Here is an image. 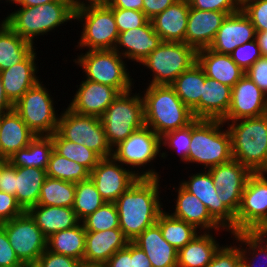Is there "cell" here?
<instances>
[{
    "mask_svg": "<svg viewBox=\"0 0 267 267\" xmlns=\"http://www.w3.org/2000/svg\"><path fill=\"white\" fill-rule=\"evenodd\" d=\"M159 178H138L114 203L119 227L133 242L143 231L157 222L163 205L159 199Z\"/></svg>",
    "mask_w": 267,
    "mask_h": 267,
    "instance_id": "cell-1",
    "label": "cell"
},
{
    "mask_svg": "<svg viewBox=\"0 0 267 267\" xmlns=\"http://www.w3.org/2000/svg\"><path fill=\"white\" fill-rule=\"evenodd\" d=\"M142 95L145 125L160 137L182 129L195 118L170 85H149Z\"/></svg>",
    "mask_w": 267,
    "mask_h": 267,
    "instance_id": "cell-2",
    "label": "cell"
},
{
    "mask_svg": "<svg viewBox=\"0 0 267 267\" xmlns=\"http://www.w3.org/2000/svg\"><path fill=\"white\" fill-rule=\"evenodd\" d=\"M227 122L233 159L252 173H267V114Z\"/></svg>",
    "mask_w": 267,
    "mask_h": 267,
    "instance_id": "cell-3",
    "label": "cell"
},
{
    "mask_svg": "<svg viewBox=\"0 0 267 267\" xmlns=\"http://www.w3.org/2000/svg\"><path fill=\"white\" fill-rule=\"evenodd\" d=\"M72 0H56L39 6H22L3 20L21 38L34 44V38L55 30L74 19Z\"/></svg>",
    "mask_w": 267,
    "mask_h": 267,
    "instance_id": "cell-4",
    "label": "cell"
},
{
    "mask_svg": "<svg viewBox=\"0 0 267 267\" xmlns=\"http://www.w3.org/2000/svg\"><path fill=\"white\" fill-rule=\"evenodd\" d=\"M225 123L218 119H195L191 123V143L187 163H199L209 169L233 159L231 138Z\"/></svg>",
    "mask_w": 267,
    "mask_h": 267,
    "instance_id": "cell-5",
    "label": "cell"
},
{
    "mask_svg": "<svg viewBox=\"0 0 267 267\" xmlns=\"http://www.w3.org/2000/svg\"><path fill=\"white\" fill-rule=\"evenodd\" d=\"M131 92L120 93L100 118L111 148L145 125L143 98Z\"/></svg>",
    "mask_w": 267,
    "mask_h": 267,
    "instance_id": "cell-6",
    "label": "cell"
},
{
    "mask_svg": "<svg viewBox=\"0 0 267 267\" xmlns=\"http://www.w3.org/2000/svg\"><path fill=\"white\" fill-rule=\"evenodd\" d=\"M197 62V51L184 42L162 41L141 65L150 69L149 85H171L185 70Z\"/></svg>",
    "mask_w": 267,
    "mask_h": 267,
    "instance_id": "cell-7",
    "label": "cell"
},
{
    "mask_svg": "<svg viewBox=\"0 0 267 267\" xmlns=\"http://www.w3.org/2000/svg\"><path fill=\"white\" fill-rule=\"evenodd\" d=\"M125 59L115 50H89L75 59L82 67L86 79L116 88L120 93L132 90V80Z\"/></svg>",
    "mask_w": 267,
    "mask_h": 267,
    "instance_id": "cell-8",
    "label": "cell"
},
{
    "mask_svg": "<svg viewBox=\"0 0 267 267\" xmlns=\"http://www.w3.org/2000/svg\"><path fill=\"white\" fill-rule=\"evenodd\" d=\"M38 82L13 105L28 128L37 136H51L57 131L59 117L48 89Z\"/></svg>",
    "mask_w": 267,
    "mask_h": 267,
    "instance_id": "cell-9",
    "label": "cell"
},
{
    "mask_svg": "<svg viewBox=\"0 0 267 267\" xmlns=\"http://www.w3.org/2000/svg\"><path fill=\"white\" fill-rule=\"evenodd\" d=\"M74 19L83 22L78 43L79 48L89 50H114L118 40V29L109 6H92L77 9Z\"/></svg>",
    "mask_w": 267,
    "mask_h": 267,
    "instance_id": "cell-10",
    "label": "cell"
},
{
    "mask_svg": "<svg viewBox=\"0 0 267 267\" xmlns=\"http://www.w3.org/2000/svg\"><path fill=\"white\" fill-rule=\"evenodd\" d=\"M265 172L252 173L242 193L235 215V233L264 232L267 229V177Z\"/></svg>",
    "mask_w": 267,
    "mask_h": 267,
    "instance_id": "cell-11",
    "label": "cell"
},
{
    "mask_svg": "<svg viewBox=\"0 0 267 267\" xmlns=\"http://www.w3.org/2000/svg\"><path fill=\"white\" fill-rule=\"evenodd\" d=\"M61 113L57 132L66 140L84 144L101 158L112 156L101 119L95 116L80 115L67 107Z\"/></svg>",
    "mask_w": 267,
    "mask_h": 267,
    "instance_id": "cell-12",
    "label": "cell"
},
{
    "mask_svg": "<svg viewBox=\"0 0 267 267\" xmlns=\"http://www.w3.org/2000/svg\"><path fill=\"white\" fill-rule=\"evenodd\" d=\"M116 162L112 156L102 158L90 172L89 178L105 202H115L138 178H161L154 169L142 170L141 174Z\"/></svg>",
    "mask_w": 267,
    "mask_h": 267,
    "instance_id": "cell-13",
    "label": "cell"
},
{
    "mask_svg": "<svg viewBox=\"0 0 267 267\" xmlns=\"http://www.w3.org/2000/svg\"><path fill=\"white\" fill-rule=\"evenodd\" d=\"M0 225L17 258L27 267L33 266L47 249V238L27 211Z\"/></svg>",
    "mask_w": 267,
    "mask_h": 267,
    "instance_id": "cell-14",
    "label": "cell"
},
{
    "mask_svg": "<svg viewBox=\"0 0 267 267\" xmlns=\"http://www.w3.org/2000/svg\"><path fill=\"white\" fill-rule=\"evenodd\" d=\"M161 146V137L144 125L112 148V157L122 165L132 166V171L155 160Z\"/></svg>",
    "mask_w": 267,
    "mask_h": 267,
    "instance_id": "cell-15",
    "label": "cell"
},
{
    "mask_svg": "<svg viewBox=\"0 0 267 267\" xmlns=\"http://www.w3.org/2000/svg\"><path fill=\"white\" fill-rule=\"evenodd\" d=\"M181 185L206 206L211 217L223 229L235 233V215L222 203V196L208 170L189 176V180L182 181Z\"/></svg>",
    "mask_w": 267,
    "mask_h": 267,
    "instance_id": "cell-16",
    "label": "cell"
},
{
    "mask_svg": "<svg viewBox=\"0 0 267 267\" xmlns=\"http://www.w3.org/2000/svg\"><path fill=\"white\" fill-rule=\"evenodd\" d=\"M222 196V203L234 214L240 207L242 193L252 172L235 159L207 169Z\"/></svg>",
    "mask_w": 267,
    "mask_h": 267,
    "instance_id": "cell-17",
    "label": "cell"
},
{
    "mask_svg": "<svg viewBox=\"0 0 267 267\" xmlns=\"http://www.w3.org/2000/svg\"><path fill=\"white\" fill-rule=\"evenodd\" d=\"M267 114V95L245 74L232 87L231 103L222 121L260 117Z\"/></svg>",
    "mask_w": 267,
    "mask_h": 267,
    "instance_id": "cell-18",
    "label": "cell"
},
{
    "mask_svg": "<svg viewBox=\"0 0 267 267\" xmlns=\"http://www.w3.org/2000/svg\"><path fill=\"white\" fill-rule=\"evenodd\" d=\"M255 38L256 31L251 20L240 9L225 18L209 49L219 54L231 55L238 46Z\"/></svg>",
    "mask_w": 267,
    "mask_h": 267,
    "instance_id": "cell-19",
    "label": "cell"
},
{
    "mask_svg": "<svg viewBox=\"0 0 267 267\" xmlns=\"http://www.w3.org/2000/svg\"><path fill=\"white\" fill-rule=\"evenodd\" d=\"M119 94L116 88L84 79L68 108L80 115L101 118Z\"/></svg>",
    "mask_w": 267,
    "mask_h": 267,
    "instance_id": "cell-20",
    "label": "cell"
},
{
    "mask_svg": "<svg viewBox=\"0 0 267 267\" xmlns=\"http://www.w3.org/2000/svg\"><path fill=\"white\" fill-rule=\"evenodd\" d=\"M227 16L226 12L203 11L190 7L185 44L196 51L209 48Z\"/></svg>",
    "mask_w": 267,
    "mask_h": 267,
    "instance_id": "cell-21",
    "label": "cell"
},
{
    "mask_svg": "<svg viewBox=\"0 0 267 267\" xmlns=\"http://www.w3.org/2000/svg\"><path fill=\"white\" fill-rule=\"evenodd\" d=\"M161 42L149 20L142 27L119 33L114 50L122 57L140 64ZM120 47L125 49L120 52Z\"/></svg>",
    "mask_w": 267,
    "mask_h": 267,
    "instance_id": "cell-22",
    "label": "cell"
},
{
    "mask_svg": "<svg viewBox=\"0 0 267 267\" xmlns=\"http://www.w3.org/2000/svg\"><path fill=\"white\" fill-rule=\"evenodd\" d=\"M130 241L120 228L86 232L84 265H104L118 250Z\"/></svg>",
    "mask_w": 267,
    "mask_h": 267,
    "instance_id": "cell-23",
    "label": "cell"
},
{
    "mask_svg": "<svg viewBox=\"0 0 267 267\" xmlns=\"http://www.w3.org/2000/svg\"><path fill=\"white\" fill-rule=\"evenodd\" d=\"M232 87L206 77L200 102L191 110L195 119L222 120L229 111Z\"/></svg>",
    "mask_w": 267,
    "mask_h": 267,
    "instance_id": "cell-24",
    "label": "cell"
},
{
    "mask_svg": "<svg viewBox=\"0 0 267 267\" xmlns=\"http://www.w3.org/2000/svg\"><path fill=\"white\" fill-rule=\"evenodd\" d=\"M34 49L23 61L0 71L7 98L14 105L39 79L36 76V53Z\"/></svg>",
    "mask_w": 267,
    "mask_h": 267,
    "instance_id": "cell-25",
    "label": "cell"
},
{
    "mask_svg": "<svg viewBox=\"0 0 267 267\" xmlns=\"http://www.w3.org/2000/svg\"><path fill=\"white\" fill-rule=\"evenodd\" d=\"M189 8L188 0H178L151 19L162 41L185 43Z\"/></svg>",
    "mask_w": 267,
    "mask_h": 267,
    "instance_id": "cell-26",
    "label": "cell"
},
{
    "mask_svg": "<svg viewBox=\"0 0 267 267\" xmlns=\"http://www.w3.org/2000/svg\"><path fill=\"white\" fill-rule=\"evenodd\" d=\"M36 135L13 109L0 118V157L9 158L29 145Z\"/></svg>",
    "mask_w": 267,
    "mask_h": 267,
    "instance_id": "cell-27",
    "label": "cell"
},
{
    "mask_svg": "<svg viewBox=\"0 0 267 267\" xmlns=\"http://www.w3.org/2000/svg\"><path fill=\"white\" fill-rule=\"evenodd\" d=\"M133 243L145 252L152 267H177L178 251L163 238L157 223L143 231Z\"/></svg>",
    "mask_w": 267,
    "mask_h": 267,
    "instance_id": "cell-28",
    "label": "cell"
},
{
    "mask_svg": "<svg viewBox=\"0 0 267 267\" xmlns=\"http://www.w3.org/2000/svg\"><path fill=\"white\" fill-rule=\"evenodd\" d=\"M178 196L174 213L171 215L193 225L200 231L209 232L210 229L219 231L223 229L209 214L206 206L193 194L188 192L181 184L178 188Z\"/></svg>",
    "mask_w": 267,
    "mask_h": 267,
    "instance_id": "cell-29",
    "label": "cell"
},
{
    "mask_svg": "<svg viewBox=\"0 0 267 267\" xmlns=\"http://www.w3.org/2000/svg\"><path fill=\"white\" fill-rule=\"evenodd\" d=\"M197 63L206 77L229 87H233L245 75V71L232 60L230 55L219 54L209 48L197 51Z\"/></svg>",
    "mask_w": 267,
    "mask_h": 267,
    "instance_id": "cell-30",
    "label": "cell"
},
{
    "mask_svg": "<svg viewBox=\"0 0 267 267\" xmlns=\"http://www.w3.org/2000/svg\"><path fill=\"white\" fill-rule=\"evenodd\" d=\"M46 238L77 226L80 221L73 208L36 205L27 211Z\"/></svg>",
    "mask_w": 267,
    "mask_h": 267,
    "instance_id": "cell-31",
    "label": "cell"
},
{
    "mask_svg": "<svg viewBox=\"0 0 267 267\" xmlns=\"http://www.w3.org/2000/svg\"><path fill=\"white\" fill-rule=\"evenodd\" d=\"M46 178L44 169L15 167V197L24 211L37 205Z\"/></svg>",
    "mask_w": 267,
    "mask_h": 267,
    "instance_id": "cell-32",
    "label": "cell"
},
{
    "mask_svg": "<svg viewBox=\"0 0 267 267\" xmlns=\"http://www.w3.org/2000/svg\"><path fill=\"white\" fill-rule=\"evenodd\" d=\"M219 247V243L213 234L211 235V232L199 233L187 245L178 250L177 267H207Z\"/></svg>",
    "mask_w": 267,
    "mask_h": 267,
    "instance_id": "cell-33",
    "label": "cell"
},
{
    "mask_svg": "<svg viewBox=\"0 0 267 267\" xmlns=\"http://www.w3.org/2000/svg\"><path fill=\"white\" fill-rule=\"evenodd\" d=\"M54 150L51 136H35L25 148L8 158L14 167L47 169L50 156Z\"/></svg>",
    "mask_w": 267,
    "mask_h": 267,
    "instance_id": "cell-34",
    "label": "cell"
},
{
    "mask_svg": "<svg viewBox=\"0 0 267 267\" xmlns=\"http://www.w3.org/2000/svg\"><path fill=\"white\" fill-rule=\"evenodd\" d=\"M86 231L81 222L72 228L58 231L47 238V250L80 260L84 265Z\"/></svg>",
    "mask_w": 267,
    "mask_h": 267,
    "instance_id": "cell-35",
    "label": "cell"
},
{
    "mask_svg": "<svg viewBox=\"0 0 267 267\" xmlns=\"http://www.w3.org/2000/svg\"><path fill=\"white\" fill-rule=\"evenodd\" d=\"M34 49L32 43L21 38L4 21L0 23V71L20 63Z\"/></svg>",
    "mask_w": 267,
    "mask_h": 267,
    "instance_id": "cell-36",
    "label": "cell"
},
{
    "mask_svg": "<svg viewBox=\"0 0 267 267\" xmlns=\"http://www.w3.org/2000/svg\"><path fill=\"white\" fill-rule=\"evenodd\" d=\"M206 75L196 62L182 72L170 85L181 101L192 110L201 99Z\"/></svg>",
    "mask_w": 267,
    "mask_h": 267,
    "instance_id": "cell-37",
    "label": "cell"
},
{
    "mask_svg": "<svg viewBox=\"0 0 267 267\" xmlns=\"http://www.w3.org/2000/svg\"><path fill=\"white\" fill-rule=\"evenodd\" d=\"M156 223L160 227L163 238L177 251L200 233L193 225L173 217L165 210L159 214Z\"/></svg>",
    "mask_w": 267,
    "mask_h": 267,
    "instance_id": "cell-38",
    "label": "cell"
},
{
    "mask_svg": "<svg viewBox=\"0 0 267 267\" xmlns=\"http://www.w3.org/2000/svg\"><path fill=\"white\" fill-rule=\"evenodd\" d=\"M76 183L47 176L37 205L73 208Z\"/></svg>",
    "mask_w": 267,
    "mask_h": 267,
    "instance_id": "cell-39",
    "label": "cell"
},
{
    "mask_svg": "<svg viewBox=\"0 0 267 267\" xmlns=\"http://www.w3.org/2000/svg\"><path fill=\"white\" fill-rule=\"evenodd\" d=\"M54 150L65 158L79 163L91 172L102 159L96 152L84 144L74 143L64 139L57 131L51 135Z\"/></svg>",
    "mask_w": 267,
    "mask_h": 267,
    "instance_id": "cell-40",
    "label": "cell"
},
{
    "mask_svg": "<svg viewBox=\"0 0 267 267\" xmlns=\"http://www.w3.org/2000/svg\"><path fill=\"white\" fill-rule=\"evenodd\" d=\"M47 176L78 183L89 179L90 172L79 163L71 161L53 150L46 169Z\"/></svg>",
    "mask_w": 267,
    "mask_h": 267,
    "instance_id": "cell-41",
    "label": "cell"
},
{
    "mask_svg": "<svg viewBox=\"0 0 267 267\" xmlns=\"http://www.w3.org/2000/svg\"><path fill=\"white\" fill-rule=\"evenodd\" d=\"M104 203L106 202L90 178L76 183L73 210L80 222L94 213Z\"/></svg>",
    "mask_w": 267,
    "mask_h": 267,
    "instance_id": "cell-42",
    "label": "cell"
},
{
    "mask_svg": "<svg viewBox=\"0 0 267 267\" xmlns=\"http://www.w3.org/2000/svg\"><path fill=\"white\" fill-rule=\"evenodd\" d=\"M232 235H234V238L237 240V242H241V245L239 244L241 261L246 267H256L255 263H252V261L259 259L257 257L260 255L263 256L267 261V234L265 232H237L233 233ZM242 244H244L247 248L242 247ZM262 262L260 261L262 266L260 265L259 267H267V262H263L264 264Z\"/></svg>",
    "mask_w": 267,
    "mask_h": 267,
    "instance_id": "cell-43",
    "label": "cell"
},
{
    "mask_svg": "<svg viewBox=\"0 0 267 267\" xmlns=\"http://www.w3.org/2000/svg\"><path fill=\"white\" fill-rule=\"evenodd\" d=\"M81 223H83L86 232L106 231L113 228H120L116 204L114 202L104 203Z\"/></svg>",
    "mask_w": 267,
    "mask_h": 267,
    "instance_id": "cell-44",
    "label": "cell"
},
{
    "mask_svg": "<svg viewBox=\"0 0 267 267\" xmlns=\"http://www.w3.org/2000/svg\"><path fill=\"white\" fill-rule=\"evenodd\" d=\"M191 143V124L182 129L170 131L161 137V145L175 149L186 163Z\"/></svg>",
    "mask_w": 267,
    "mask_h": 267,
    "instance_id": "cell-45",
    "label": "cell"
},
{
    "mask_svg": "<svg viewBox=\"0 0 267 267\" xmlns=\"http://www.w3.org/2000/svg\"><path fill=\"white\" fill-rule=\"evenodd\" d=\"M241 10L251 20L256 32H267V0H243Z\"/></svg>",
    "mask_w": 267,
    "mask_h": 267,
    "instance_id": "cell-46",
    "label": "cell"
},
{
    "mask_svg": "<svg viewBox=\"0 0 267 267\" xmlns=\"http://www.w3.org/2000/svg\"><path fill=\"white\" fill-rule=\"evenodd\" d=\"M119 33L144 26L149 19L143 11L111 8Z\"/></svg>",
    "mask_w": 267,
    "mask_h": 267,
    "instance_id": "cell-47",
    "label": "cell"
},
{
    "mask_svg": "<svg viewBox=\"0 0 267 267\" xmlns=\"http://www.w3.org/2000/svg\"><path fill=\"white\" fill-rule=\"evenodd\" d=\"M232 60L244 71L251 67L262 55L255 40L238 46L230 55Z\"/></svg>",
    "mask_w": 267,
    "mask_h": 267,
    "instance_id": "cell-48",
    "label": "cell"
},
{
    "mask_svg": "<svg viewBox=\"0 0 267 267\" xmlns=\"http://www.w3.org/2000/svg\"><path fill=\"white\" fill-rule=\"evenodd\" d=\"M225 246L218 248L207 267H238L242 263L239 247Z\"/></svg>",
    "mask_w": 267,
    "mask_h": 267,
    "instance_id": "cell-49",
    "label": "cell"
},
{
    "mask_svg": "<svg viewBox=\"0 0 267 267\" xmlns=\"http://www.w3.org/2000/svg\"><path fill=\"white\" fill-rule=\"evenodd\" d=\"M191 8L203 11H221L228 15L241 9L240 0H188Z\"/></svg>",
    "mask_w": 267,
    "mask_h": 267,
    "instance_id": "cell-50",
    "label": "cell"
},
{
    "mask_svg": "<svg viewBox=\"0 0 267 267\" xmlns=\"http://www.w3.org/2000/svg\"><path fill=\"white\" fill-rule=\"evenodd\" d=\"M33 267H83V263L75 258L57 254L46 249Z\"/></svg>",
    "mask_w": 267,
    "mask_h": 267,
    "instance_id": "cell-51",
    "label": "cell"
},
{
    "mask_svg": "<svg viewBox=\"0 0 267 267\" xmlns=\"http://www.w3.org/2000/svg\"><path fill=\"white\" fill-rule=\"evenodd\" d=\"M24 212L15 196L0 191V224L12 220Z\"/></svg>",
    "mask_w": 267,
    "mask_h": 267,
    "instance_id": "cell-52",
    "label": "cell"
},
{
    "mask_svg": "<svg viewBox=\"0 0 267 267\" xmlns=\"http://www.w3.org/2000/svg\"><path fill=\"white\" fill-rule=\"evenodd\" d=\"M245 74L267 95V57L261 56Z\"/></svg>",
    "mask_w": 267,
    "mask_h": 267,
    "instance_id": "cell-53",
    "label": "cell"
},
{
    "mask_svg": "<svg viewBox=\"0 0 267 267\" xmlns=\"http://www.w3.org/2000/svg\"><path fill=\"white\" fill-rule=\"evenodd\" d=\"M24 265L17 258L5 229L0 225V266Z\"/></svg>",
    "mask_w": 267,
    "mask_h": 267,
    "instance_id": "cell-54",
    "label": "cell"
},
{
    "mask_svg": "<svg viewBox=\"0 0 267 267\" xmlns=\"http://www.w3.org/2000/svg\"><path fill=\"white\" fill-rule=\"evenodd\" d=\"M104 267H133L132 242L123 249L118 250L104 265Z\"/></svg>",
    "mask_w": 267,
    "mask_h": 267,
    "instance_id": "cell-55",
    "label": "cell"
},
{
    "mask_svg": "<svg viewBox=\"0 0 267 267\" xmlns=\"http://www.w3.org/2000/svg\"><path fill=\"white\" fill-rule=\"evenodd\" d=\"M178 0H143V12L151 20Z\"/></svg>",
    "mask_w": 267,
    "mask_h": 267,
    "instance_id": "cell-56",
    "label": "cell"
},
{
    "mask_svg": "<svg viewBox=\"0 0 267 267\" xmlns=\"http://www.w3.org/2000/svg\"><path fill=\"white\" fill-rule=\"evenodd\" d=\"M0 191L15 196V167L10 163L3 168Z\"/></svg>",
    "mask_w": 267,
    "mask_h": 267,
    "instance_id": "cell-57",
    "label": "cell"
},
{
    "mask_svg": "<svg viewBox=\"0 0 267 267\" xmlns=\"http://www.w3.org/2000/svg\"><path fill=\"white\" fill-rule=\"evenodd\" d=\"M132 264L133 267H152L150 260L143 250L132 242Z\"/></svg>",
    "mask_w": 267,
    "mask_h": 267,
    "instance_id": "cell-58",
    "label": "cell"
},
{
    "mask_svg": "<svg viewBox=\"0 0 267 267\" xmlns=\"http://www.w3.org/2000/svg\"><path fill=\"white\" fill-rule=\"evenodd\" d=\"M109 7L143 11V0H112Z\"/></svg>",
    "mask_w": 267,
    "mask_h": 267,
    "instance_id": "cell-59",
    "label": "cell"
},
{
    "mask_svg": "<svg viewBox=\"0 0 267 267\" xmlns=\"http://www.w3.org/2000/svg\"><path fill=\"white\" fill-rule=\"evenodd\" d=\"M87 1V2H86ZM112 0H72L74 10L92 6H109ZM89 3V4H88Z\"/></svg>",
    "mask_w": 267,
    "mask_h": 267,
    "instance_id": "cell-60",
    "label": "cell"
},
{
    "mask_svg": "<svg viewBox=\"0 0 267 267\" xmlns=\"http://www.w3.org/2000/svg\"><path fill=\"white\" fill-rule=\"evenodd\" d=\"M13 110V104L7 98L5 90L3 88L2 79L0 76V113H6Z\"/></svg>",
    "mask_w": 267,
    "mask_h": 267,
    "instance_id": "cell-61",
    "label": "cell"
},
{
    "mask_svg": "<svg viewBox=\"0 0 267 267\" xmlns=\"http://www.w3.org/2000/svg\"><path fill=\"white\" fill-rule=\"evenodd\" d=\"M256 41L262 56L267 57V32H256Z\"/></svg>",
    "mask_w": 267,
    "mask_h": 267,
    "instance_id": "cell-62",
    "label": "cell"
},
{
    "mask_svg": "<svg viewBox=\"0 0 267 267\" xmlns=\"http://www.w3.org/2000/svg\"><path fill=\"white\" fill-rule=\"evenodd\" d=\"M56 0H19L18 5L19 6H39V5H45L46 3L53 2Z\"/></svg>",
    "mask_w": 267,
    "mask_h": 267,
    "instance_id": "cell-63",
    "label": "cell"
},
{
    "mask_svg": "<svg viewBox=\"0 0 267 267\" xmlns=\"http://www.w3.org/2000/svg\"><path fill=\"white\" fill-rule=\"evenodd\" d=\"M8 159L5 157H0V182L3 168L8 164Z\"/></svg>",
    "mask_w": 267,
    "mask_h": 267,
    "instance_id": "cell-64",
    "label": "cell"
},
{
    "mask_svg": "<svg viewBox=\"0 0 267 267\" xmlns=\"http://www.w3.org/2000/svg\"><path fill=\"white\" fill-rule=\"evenodd\" d=\"M83 267H104L103 265H83Z\"/></svg>",
    "mask_w": 267,
    "mask_h": 267,
    "instance_id": "cell-65",
    "label": "cell"
},
{
    "mask_svg": "<svg viewBox=\"0 0 267 267\" xmlns=\"http://www.w3.org/2000/svg\"><path fill=\"white\" fill-rule=\"evenodd\" d=\"M0 267H27L26 265L0 266Z\"/></svg>",
    "mask_w": 267,
    "mask_h": 267,
    "instance_id": "cell-66",
    "label": "cell"
},
{
    "mask_svg": "<svg viewBox=\"0 0 267 267\" xmlns=\"http://www.w3.org/2000/svg\"><path fill=\"white\" fill-rule=\"evenodd\" d=\"M6 1L9 2V3L11 2V4L12 3H15V4H18L19 3V0H6Z\"/></svg>",
    "mask_w": 267,
    "mask_h": 267,
    "instance_id": "cell-67",
    "label": "cell"
},
{
    "mask_svg": "<svg viewBox=\"0 0 267 267\" xmlns=\"http://www.w3.org/2000/svg\"><path fill=\"white\" fill-rule=\"evenodd\" d=\"M238 267H246L243 263H241Z\"/></svg>",
    "mask_w": 267,
    "mask_h": 267,
    "instance_id": "cell-68",
    "label": "cell"
}]
</instances>
